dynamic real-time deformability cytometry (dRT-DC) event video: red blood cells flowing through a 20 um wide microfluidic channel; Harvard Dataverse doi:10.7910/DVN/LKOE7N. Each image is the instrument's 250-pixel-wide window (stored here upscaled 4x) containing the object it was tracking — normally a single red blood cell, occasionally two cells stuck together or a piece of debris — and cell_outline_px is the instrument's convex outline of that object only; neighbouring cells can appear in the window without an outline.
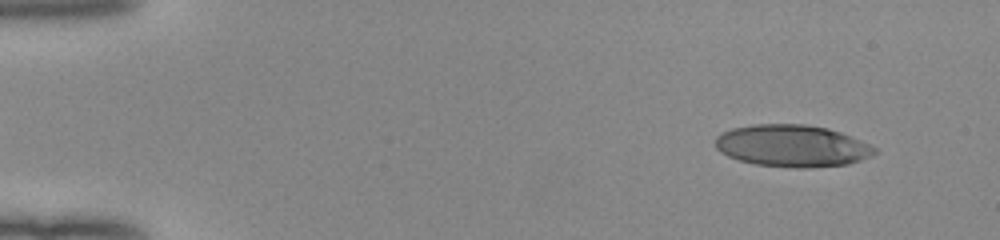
{"species": "human", "species_latin": "Homo sapiens", "temperature_condition": "room temperature", "stored_images_in_passage": 47, "camera_frame_rate_fps": 3000, "um_per_image_px": 0.085, "donor": {"sex": "female"}, "frame": {"image": 1, "passage_image": 1, "time_ms": 0.0, "image_size_px": [1000, 240], "cell_outline_px": [[876, 152], [872, 156], [848, 164], [804, 168], [796, 168], [756, 164], [740, 160], [728, 156], [720, 152], [716, 148], [716, 136], [720, 132], [732, 128], [752, 124], [804, 124], [828, 128], [840, 132], [860, 140], [876, 148]], "centroid_in_image_um": [67.31, 12.39], "position_along_channel_um": 17.7, "area_um2": 38.96}}
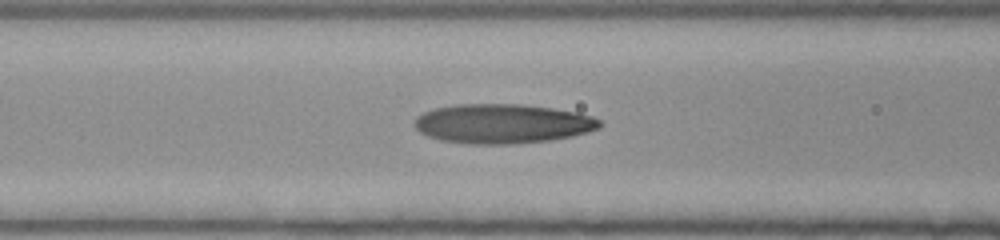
{"frame": {"image": 2, "passage_image": 18, "time_ms": 5.667, "image_size_px": [1000, 240], "cell_outline_px": [[604, 124], [600, 128], [588, 132], [572, 136], [552, 140], [512, 144], [464, 144], [440, 140], [428, 136], [420, 132], [412, 124], [416, 116], [424, 112], [436, 108], [456, 104], [520, 104], [552, 108], [576, 112], [592, 116], [600, 120]], "centroid_in_image_um": [42.71, 10.52], "position_along_channel_um": 123.9, "area_um2": 42.95}}
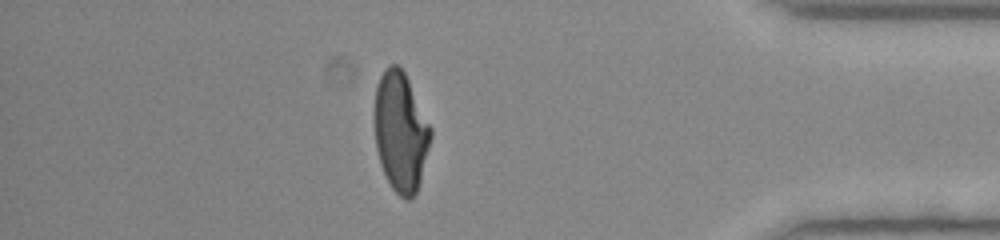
{"frame": {"image": 3, "passage_image": 41, "time_ms": 13.333, "image_size_px": [1000, 240], "cell_outline_px": [[432, 136], [420, 180], [416, 192], [412, 200], [404, 200], [392, 188], [380, 164], [376, 148], [376, 88], [380, 76], [388, 64], [396, 64], [404, 72], [432, 128]], "centroid_in_image_um": [34.07, 11.23], "position_along_channel_um": 401.1, "area_um2": 38.61}, "authors_computed_cell_mechanics": {"area_um2": 40.5756, "velocity_mm_per_s": 4.0456, "shape_relaxation_time_tau1_ms": 6.8317, "shape_relaxation_time_tau2_ms": 1.3646, "deformation_change_tau1": 0.2803, "deformation_change_tau2": 0.0986}}